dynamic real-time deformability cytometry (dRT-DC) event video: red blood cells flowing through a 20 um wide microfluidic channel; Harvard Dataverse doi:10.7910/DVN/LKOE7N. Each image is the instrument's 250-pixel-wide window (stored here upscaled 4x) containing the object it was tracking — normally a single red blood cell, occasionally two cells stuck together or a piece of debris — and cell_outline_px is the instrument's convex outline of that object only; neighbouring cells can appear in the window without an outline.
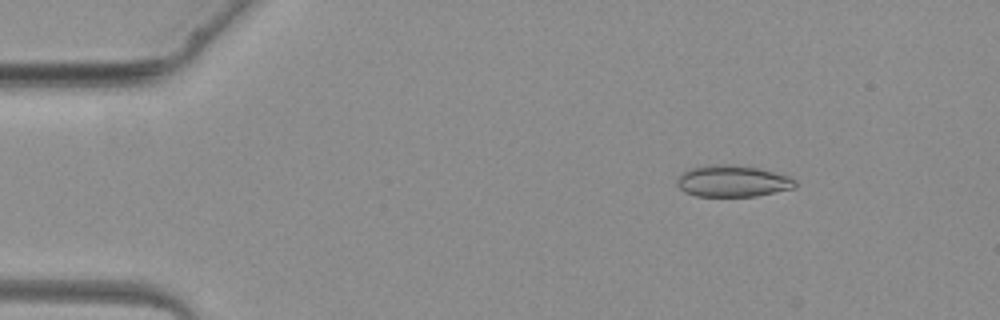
{"species": "common noctule bat (a hibernating species)", "species_latin": "Nyctalus noctula", "temperature_condition": "warm", "stored_images_in_passage": 4, "camera_frame_rate_fps": 3000, "um_per_image_px": 0.085, "animal": {"sex": "female", "body_mass_g": 19.3, "forearm_length_mm": 54.1}, "frame": {"image": 1, "passage_image": 2, "time_ms": 1.333, "image_size_px": [1000, 320], "cell_outline_px": [[796, 188], [756, 196], [696, 196], [684, 192], [676, 184], [676, 180], [680, 172], [688, 168], [708, 164], [732, 164], [760, 168], [788, 176], [796, 180]], "centroid_in_image_um": [62.23, 15.38], "position_along_channel_um": 22.8, "area_um2": 22.14}}